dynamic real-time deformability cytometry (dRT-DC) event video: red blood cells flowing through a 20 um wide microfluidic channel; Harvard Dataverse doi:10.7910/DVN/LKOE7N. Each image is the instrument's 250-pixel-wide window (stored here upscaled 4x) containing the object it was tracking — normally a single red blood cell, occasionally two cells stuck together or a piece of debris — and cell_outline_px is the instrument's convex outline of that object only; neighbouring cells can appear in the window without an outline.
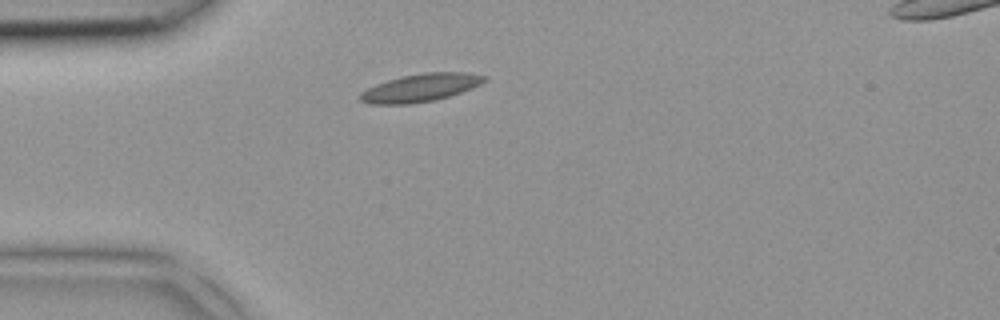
{"species": "common noctule bat (a hibernating species)", "species_latin": "Nyctalus noctula", "temperature_condition": "room temperature", "stored_images_in_passage": 4, "camera_frame_rate_fps": 3000, "um_per_image_px": 0.085, "animal": {"sex": "female", "body_mass_g": 18.4}, "frame": {"image": 1, "passage_image": 4, "time_ms": 1.0, "image_size_px": [1000, 320], "cell_outline_px": [[488, 80], [480, 84], [460, 92], [436, 100], [408, 104], [368, 104], [360, 100], [360, 92], [376, 84], [388, 80], [404, 76], [424, 72], [468, 72], [488, 76]], "centroid_in_image_um": [35.76, 7.45], "position_along_channel_um": 49.2, "area_um2": 20.11}}